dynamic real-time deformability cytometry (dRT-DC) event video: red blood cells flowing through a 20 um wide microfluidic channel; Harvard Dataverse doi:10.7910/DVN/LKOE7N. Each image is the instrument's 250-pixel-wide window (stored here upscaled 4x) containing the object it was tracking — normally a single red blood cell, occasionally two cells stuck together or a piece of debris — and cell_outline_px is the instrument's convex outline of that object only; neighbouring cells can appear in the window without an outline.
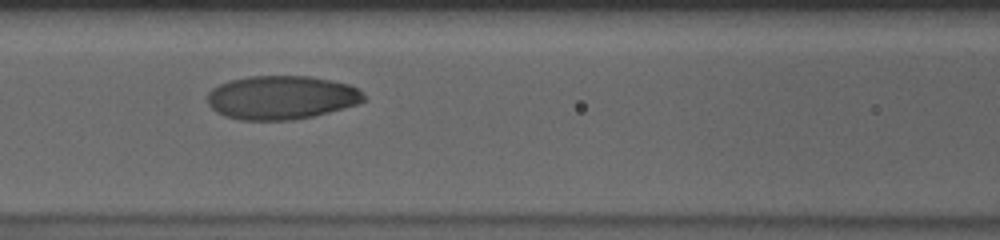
{"species": "human", "species_latin": "Homo sapiens", "temperature_condition": "cold", "stored_images_in_passage": 37, "camera_frame_rate_fps": 3000, "um_per_image_px": 0.085, "donor": {"sex": "male"}, "frame": {"image": 1, "passage_image": 8, "time_ms": 2.333, "image_size_px": [1000, 240], "cell_outline_px": [[368, 100], [344, 108], [312, 116], [292, 120], [240, 120], [224, 116], [216, 112], [208, 104], [208, 92], [212, 88], [220, 84], [232, 80], [248, 76], [312, 76], [332, 80], [348, 84], [356, 88]], "centroid_in_image_um": [23.91, 8.29], "position_along_channel_um": 142.7, "area_um2": 39.82}}
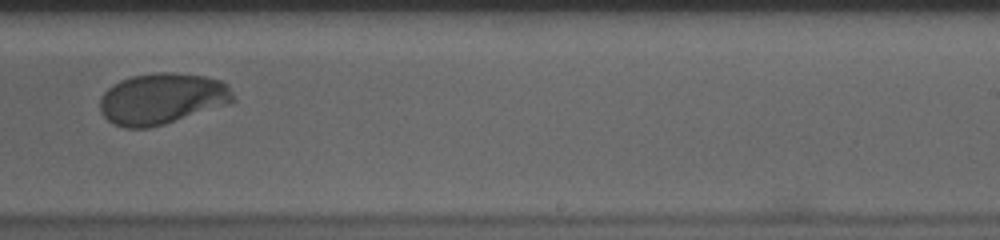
{"frame": {"image": 2, "passage_image": 19, "time_ms": 6.0, "image_size_px": [1000, 240], "cell_outline_px": [[236, 100], [232, 104], [164, 124], [148, 128], [124, 128], [112, 124], [100, 112], [100, 96], [112, 84], [120, 80], [132, 76], [156, 72], [172, 72], [204, 76], [220, 80], [228, 84]], "centroid_in_image_um": [13.78, 8.39], "position_along_channel_um": 275.2, "area_um2": 40.23}}
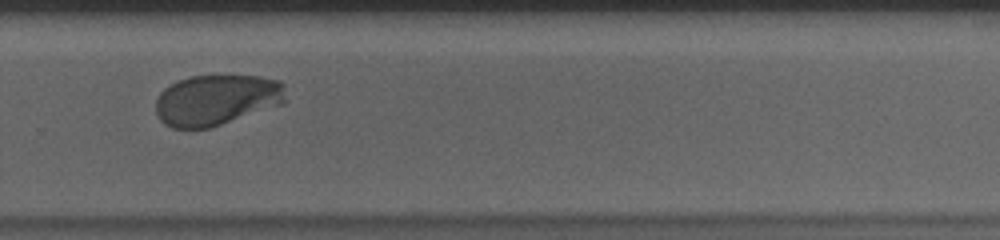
{"frame": {"image": 3, "passage_image": 22, "time_ms": 7.0, "image_size_px": [1000, 240], "cell_outline_px": [[284, 104], [212, 128], [172, 128], [164, 124], [156, 116], [156, 100], [160, 92], [164, 88], [180, 80], [192, 76], [260, 76], [280, 80], [284, 84]], "centroid_in_image_um": [18.41, 8.51], "position_along_channel_um": 311.4, "area_um2": 38.73}, "authors_computed_cell_mechanics": {"area_um2": 39.7664, "velocity_mm_per_s": 3.6303, "shape_relaxation_time_tau1_ms": 3.2886, "shape_relaxation_time_tau2_ms": 0.9714, "deformation_change_tau1": 0.1593, "deformation_change_tau2": 0.0321}}